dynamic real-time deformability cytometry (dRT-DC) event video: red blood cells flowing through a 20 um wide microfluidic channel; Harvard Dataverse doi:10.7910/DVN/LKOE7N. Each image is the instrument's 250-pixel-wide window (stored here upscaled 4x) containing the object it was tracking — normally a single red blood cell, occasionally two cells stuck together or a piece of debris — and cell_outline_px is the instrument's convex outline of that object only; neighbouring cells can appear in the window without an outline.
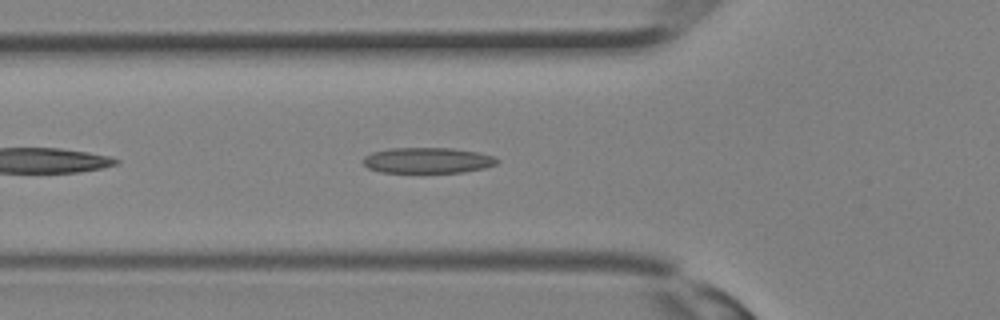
{"species": "Egyptian fruit bat (a non-hibernating species)", "species_latin": "Rousettus aegyptiacus", "temperature_condition": "room temperature", "stored_images_in_passage": 20, "camera_frame_rate_fps": 3000, "um_per_image_px": 0.085, "animal": {"sex": "female"}, "frame": {"image": 1, "passage_image": 2, "time_ms": 0.333, "image_size_px": [1000, 320], "cell_outline_px": [[500, 160], [496, 164], [484, 168], [464, 172], [424, 176], [380, 172], [368, 168], [360, 160], [364, 156], [372, 152], [388, 148], [452, 148], [480, 152], [492, 156]], "centroid_in_image_um": [36.3, 13.69], "position_along_channel_um": 89.5, "area_um2": 21.39}}
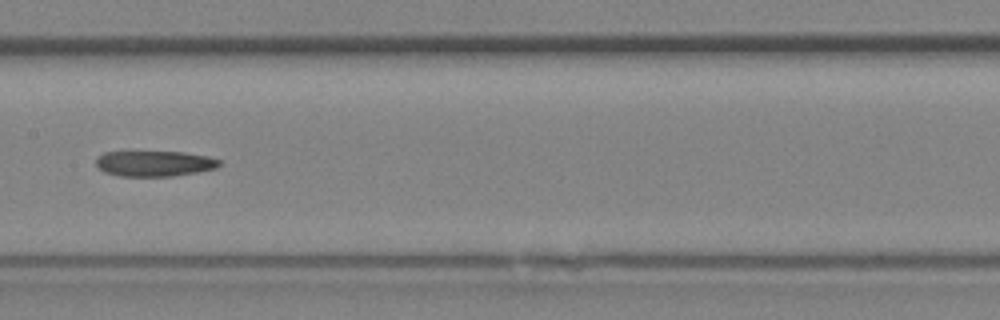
{"frame": {"image": 2, "passage_image": 7, "time_ms": 2.0, "image_size_px": [1000, 320], "cell_outline_px": [[220, 164], [216, 168], [196, 172], [172, 176], [120, 176], [104, 172], [96, 164], [96, 156], [104, 152], [184, 152], [208, 156], [220, 160]], "centroid_in_image_um": [13.11, 13.89], "position_along_channel_um": 194.3, "area_um2": 18.32}}
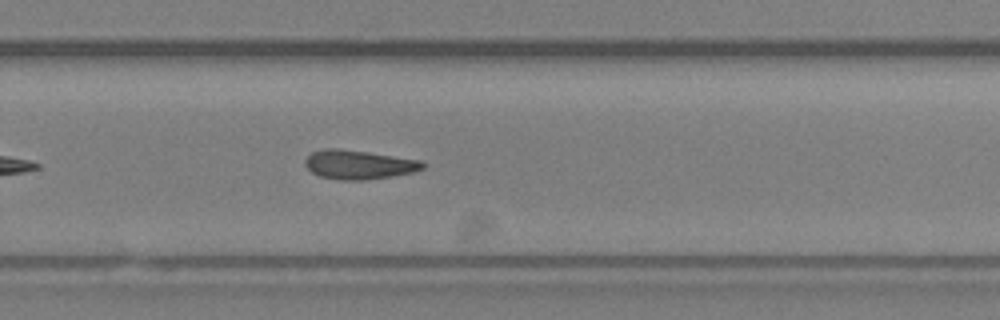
{"frame": {"image": 3, "passage_image": 12, "time_ms": 3.667, "image_size_px": [1000, 320], "cell_outline_px": [[424, 168], [412, 172], [392, 176], [364, 180], [340, 180], [320, 176], [312, 172], [304, 164], [304, 160], [312, 152], [324, 148], [336, 148], [420, 160], [424, 164]], "centroid_in_image_um": [30.45, 14.0], "position_along_channel_um": 299.3, "area_um2": 19.59}}